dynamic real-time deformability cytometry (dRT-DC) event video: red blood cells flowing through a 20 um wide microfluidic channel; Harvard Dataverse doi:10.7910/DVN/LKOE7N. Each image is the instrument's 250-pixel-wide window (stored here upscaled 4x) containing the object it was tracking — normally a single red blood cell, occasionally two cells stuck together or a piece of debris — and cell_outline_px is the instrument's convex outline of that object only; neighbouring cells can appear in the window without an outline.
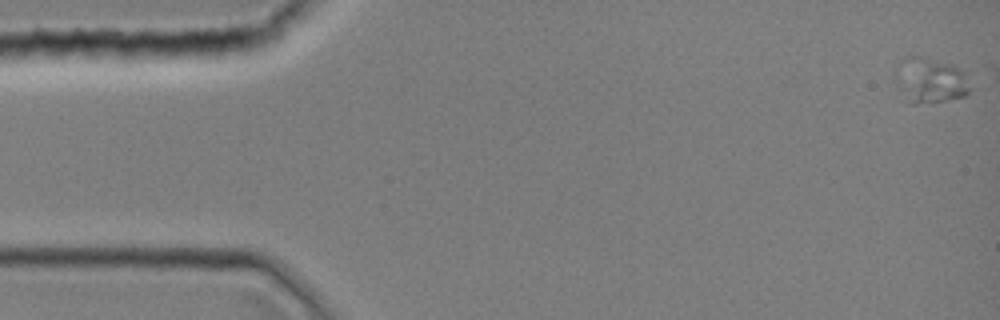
{"species": "common noctule bat (a hibernating species)", "species_latin": "Nyctalus noctula", "temperature_condition": "room temperature", "stored_images_in_passage": 9, "camera_frame_rate_fps": 3000, "um_per_image_px": 0.085, "animal": {"sex": "female", "body_mass_g": 19.0, "forearm_length_mm": 51.5}, "frame": {"image": 1, "passage_image": 1, "time_ms": 0.0, "image_size_px": [1000, 320], "cell_outline_px": [[968, 92], [964, 96], [944, 100], [916, 104], [912, 104], [904, 88], [900, 64], [908, 56], [920, 56], [952, 64], [964, 72], [968, 88]], "centroid_in_image_um": [79.22, 6.81], "position_along_channel_um": 5.8, "area_um2": 17.86}}